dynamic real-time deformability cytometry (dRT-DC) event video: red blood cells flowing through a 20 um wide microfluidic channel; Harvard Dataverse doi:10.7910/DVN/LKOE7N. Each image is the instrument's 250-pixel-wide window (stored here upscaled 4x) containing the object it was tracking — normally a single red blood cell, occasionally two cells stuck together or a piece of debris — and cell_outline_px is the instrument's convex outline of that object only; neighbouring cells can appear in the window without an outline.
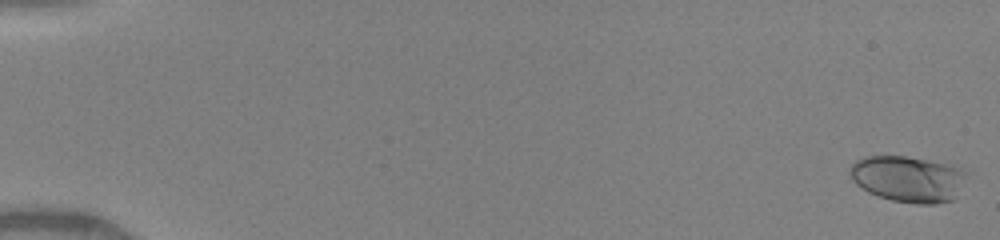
{"species": "human", "species_latin": "Homo sapiens", "temperature_condition": "warm", "stored_images_in_passage": 33, "camera_frame_rate_fps": 3000, "um_per_image_px": 0.085, "donor": {"sex": "female"}, "frame": {"image": 1, "passage_image": 1, "time_ms": 0.0, "image_size_px": [1000, 240], "cell_outline_px": [[964, 176], [952, 200], [936, 204], [916, 204], [892, 200], [876, 196], [868, 192], [856, 184], [852, 180], [848, 172], [852, 164], [856, 160], [864, 156], [904, 156], [948, 164], [960, 168], [964, 172]], "centroid_in_image_um": [77.09, 15.21], "position_along_channel_um": 7.9, "area_um2": 30.98}}
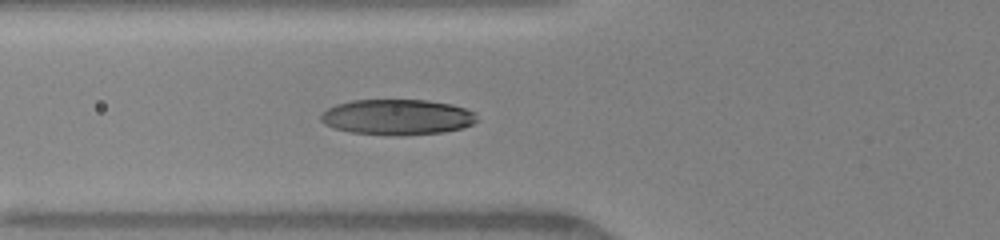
{"frame": {"image": 2, "passage_image": 30, "time_ms": 6.333, "image_size_px": [1000, 240], "cell_outline_px": [[480, 120], [464, 128], [444, 132], [396, 136], [392, 136], [348, 132], [324, 124], [320, 120], [320, 116], [328, 108], [336, 104], [352, 100], [428, 100], [452, 104], [476, 112]], "centroid_in_image_um": [33.81, 9.96], "position_along_channel_um": 92.0, "area_um2": 32.77}}
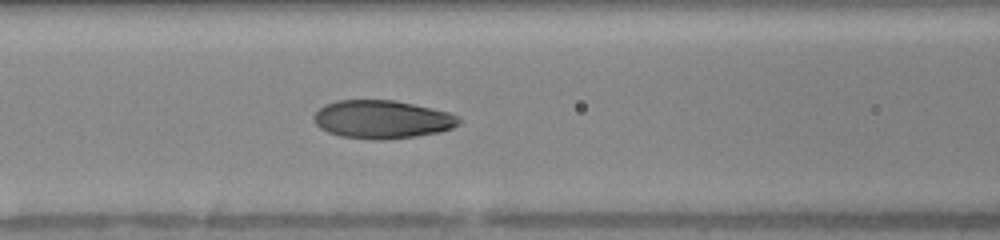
{"frame": {"image": 3, "passage_image": 33, "time_ms": 7.333, "image_size_px": [1000, 240], "cell_outline_px": [[460, 124], [452, 128], [440, 132], [416, 136], [384, 140], [372, 140], [340, 136], [328, 132], [320, 128], [316, 124], [312, 116], [324, 104], [336, 100], [396, 100], [432, 108], [448, 112], [456, 116], [460, 120]], "centroid_in_image_um": [32.46, 10.15], "position_along_channel_um": 134.1, "area_um2": 32.48}}